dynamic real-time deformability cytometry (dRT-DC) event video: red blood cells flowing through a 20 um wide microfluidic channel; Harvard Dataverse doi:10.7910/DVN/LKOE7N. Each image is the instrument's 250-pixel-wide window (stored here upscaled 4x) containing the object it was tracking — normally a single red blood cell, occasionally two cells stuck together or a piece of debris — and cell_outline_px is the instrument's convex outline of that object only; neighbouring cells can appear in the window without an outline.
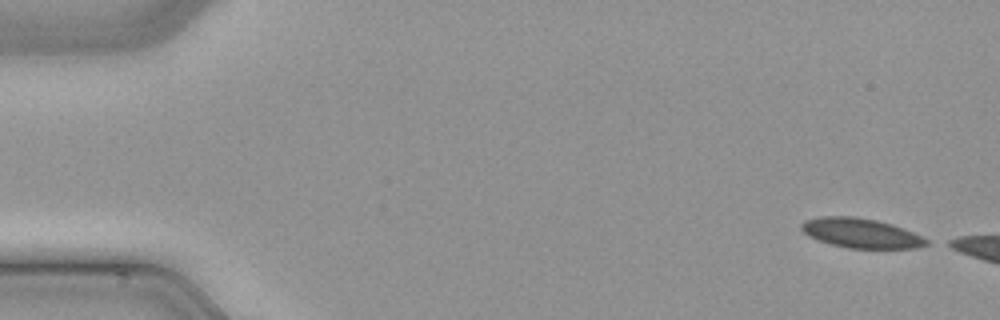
{"species": "common noctule bat (a hibernating species)", "species_latin": "Nyctalus noctula", "temperature_condition": "cold", "stored_images_in_passage": 6, "camera_frame_rate_fps": 3000, "um_per_image_px": 0.085, "animal": {"sex": "male", "body_mass_g": 21.5, "forearm_length_mm": 52.0}, "frame": {"image": 1, "passage_image": 1, "time_ms": 0.0, "image_size_px": [1000, 320], "cell_outline_px": [[932, 240], [928, 244], [916, 248], [848, 248], [832, 244], [808, 236], [800, 228], [800, 224], [804, 220], [824, 216], [852, 216], [876, 220], [892, 224], [924, 236]], "centroid_in_image_um": [73.22, 19.81], "position_along_channel_um": 11.8, "area_um2": 21.62}}